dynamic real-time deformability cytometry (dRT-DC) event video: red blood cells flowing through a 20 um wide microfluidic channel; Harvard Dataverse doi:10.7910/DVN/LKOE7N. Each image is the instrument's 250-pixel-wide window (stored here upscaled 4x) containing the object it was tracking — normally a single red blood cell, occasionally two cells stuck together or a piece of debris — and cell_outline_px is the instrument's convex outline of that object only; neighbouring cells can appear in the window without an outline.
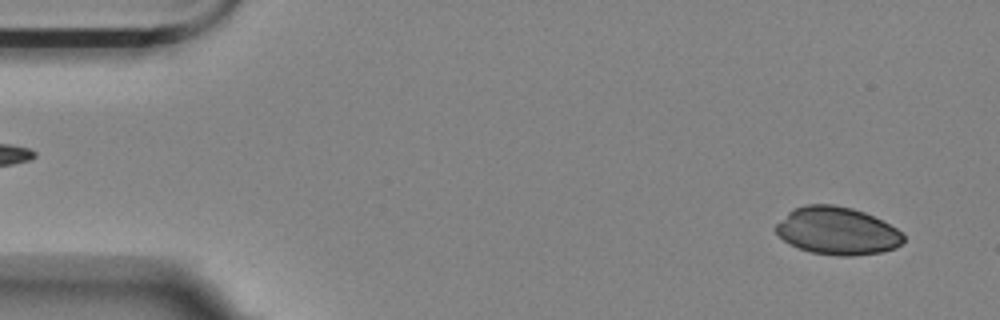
{"species": "Egyptian fruit bat (a non-hibernating species)", "species_latin": "Rousettus aegyptiacus", "temperature_condition": "room temperature", "stored_images_in_passage": 7, "camera_frame_rate_fps": 3000, "um_per_image_px": 0.085, "animal": {"sex": "female"}, "frame": {"image": 1, "passage_image": 3, "time_ms": 0.667, "image_size_px": [1000, 320], "cell_outline_px": [[904, 240], [896, 248], [880, 252], [852, 256], [840, 256], [812, 252], [788, 244], [776, 232], [776, 224], [788, 212], [804, 204], [832, 204], [852, 208], [864, 212], [896, 228], [904, 236]], "centroid_in_image_um": [71.15, 19.62], "position_along_channel_um": 13.9, "area_um2": 35.14}}